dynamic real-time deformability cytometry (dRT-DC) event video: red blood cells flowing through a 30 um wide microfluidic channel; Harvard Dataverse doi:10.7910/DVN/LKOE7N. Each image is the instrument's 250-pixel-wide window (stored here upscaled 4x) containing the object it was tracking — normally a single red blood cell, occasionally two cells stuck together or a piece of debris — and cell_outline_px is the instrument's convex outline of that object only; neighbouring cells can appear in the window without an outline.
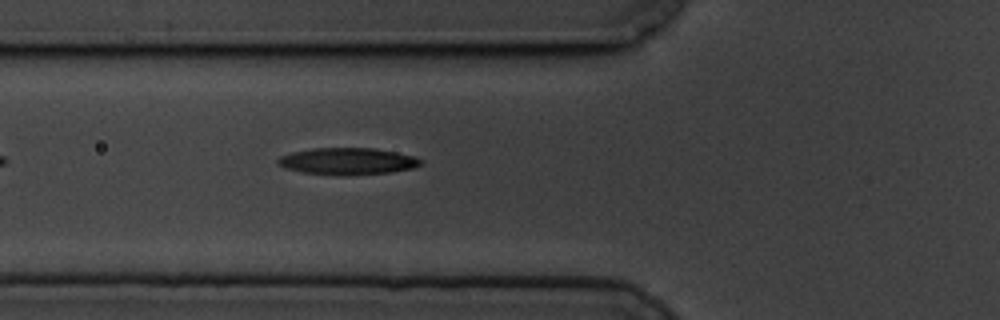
{"species": "common noctule bat (a hibernating species)", "species_latin": "Nyctalus noctula", "temperature_condition": "cold", "stored_images_in_passage": 21, "camera_frame_rate_fps": 3000, "um_per_image_px": 0.085, "animal": {"sex": "male", "body_mass_g": 19.5, "forearm_length_mm": 54.6}, "frame": {"image": 1, "passage_image": 3, "time_ms": 0.667, "image_size_px": [1000, 320], "cell_outline_px": [[424, 160], [420, 164], [412, 168], [392, 172], [348, 176], [304, 172], [284, 168], [276, 164], [276, 160], [280, 156], [292, 152], [312, 148], [376, 148], [416, 156]], "centroid_in_image_um": [29.55, 13.7], "position_along_channel_um": 96.2, "area_um2": 22.54}}
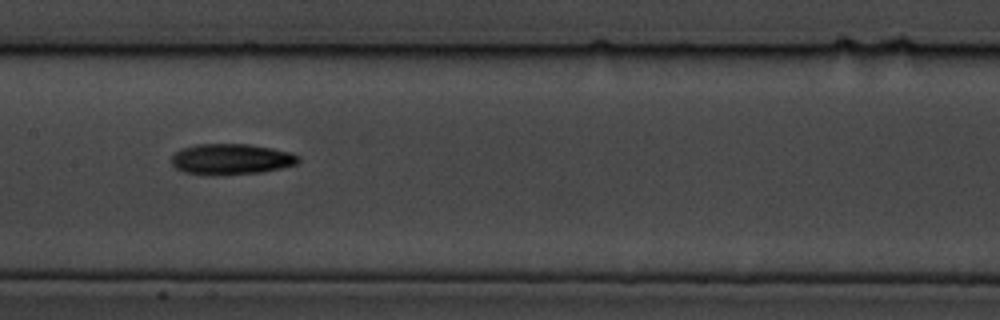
{"frame": {"image": 2, "passage_image": 11, "time_ms": 3.333, "image_size_px": [1000, 320], "cell_outline_px": [[300, 160], [296, 164], [264, 172], [212, 176], [184, 172], [176, 168], [172, 164], [172, 156], [180, 148], [196, 144], [248, 144], [272, 148], [292, 152], [300, 156]], "centroid_in_image_um": [19.65, 13.53], "position_along_channel_um": 187.7, "area_um2": 23.06}}
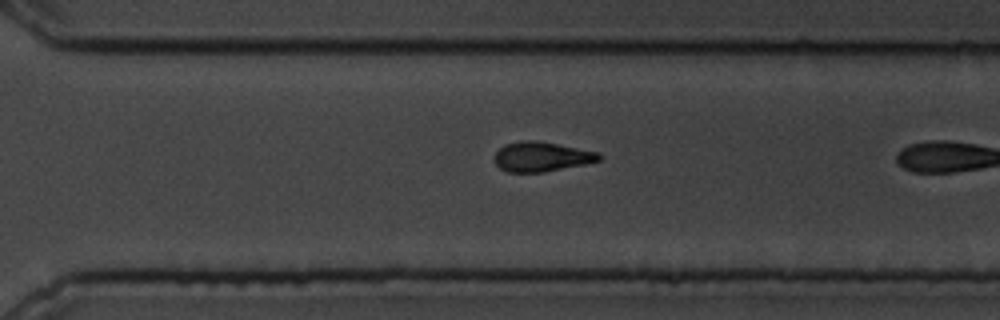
{"frame": {"image": 3, "passage_image": 20, "time_ms": 6.333, "image_size_px": [1000, 320], "cell_outline_px": [[600, 160], [584, 164], [544, 172], [508, 172], [500, 168], [496, 164], [496, 152], [504, 144], [524, 140], [536, 140], [600, 152]], "centroid_in_image_um": [46.03, 13.31], "position_along_channel_um": 324.6, "area_um2": 17.92}}